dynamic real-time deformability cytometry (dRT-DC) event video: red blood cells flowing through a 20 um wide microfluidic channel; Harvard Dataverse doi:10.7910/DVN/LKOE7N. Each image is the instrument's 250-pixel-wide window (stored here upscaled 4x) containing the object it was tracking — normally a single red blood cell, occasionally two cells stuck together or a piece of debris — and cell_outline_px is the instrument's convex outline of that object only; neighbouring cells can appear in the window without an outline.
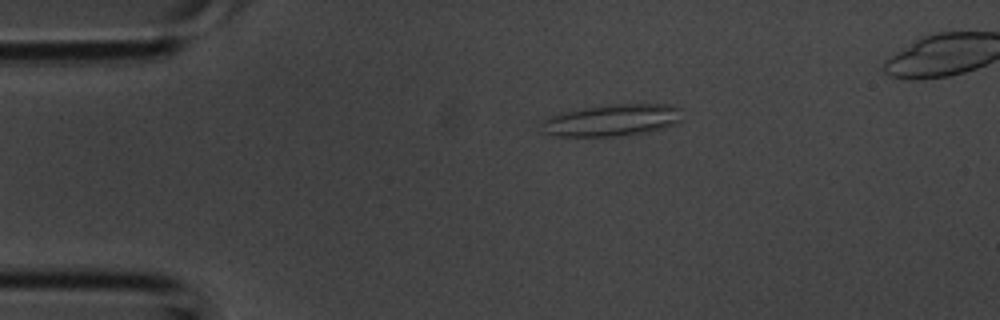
{"species": "common noctule bat (a hibernating species)", "species_latin": "Nyctalus noctula", "temperature_condition": "room temperature", "stored_images_in_passage": 3, "camera_frame_rate_fps": 3000, "um_per_image_px": 0.085, "animal": {"sex": "male", "body_mass_g": 20.1, "forearm_length_mm": 53.5}, "frame": {"image": 1, "passage_image": 3, "time_ms": 0.667, "image_size_px": [1000, 320], "cell_outline_px": [[680, 120], [676, 124], [664, 128], [644, 132], [616, 136], [556, 136], [540, 132], [544, 120], [548, 116], [560, 112], [612, 104], [672, 104], [680, 108]], "centroid_in_image_um": [52.0, 10.21], "position_along_channel_um": 33.0, "area_um2": 26.07}}